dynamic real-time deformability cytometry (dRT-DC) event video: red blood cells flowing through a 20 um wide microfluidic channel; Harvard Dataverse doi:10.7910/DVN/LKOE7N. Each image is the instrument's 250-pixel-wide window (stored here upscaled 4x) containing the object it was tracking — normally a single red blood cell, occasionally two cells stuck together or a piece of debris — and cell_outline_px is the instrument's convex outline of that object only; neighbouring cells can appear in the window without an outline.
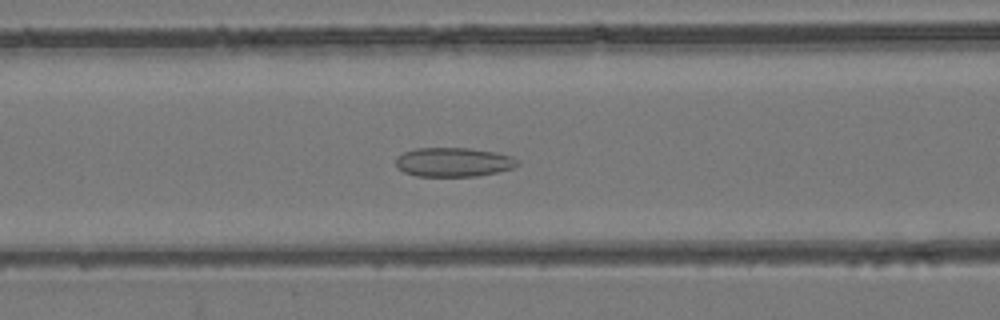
{"species": "common noctule bat (a hibernating species)", "species_latin": "Nyctalus noctula", "temperature_condition": "room temperature", "stored_images_in_passage": 39, "camera_frame_rate_fps": 3000, "um_per_image_px": 0.085, "animal": {"sex": "female", "body_mass_g": 24.6, "forearm_length_mm": 56.2}, "frame": {"image": 1, "passage_image": 8, "time_ms": 2.333, "image_size_px": [1000, 320], "cell_outline_px": [[520, 164], [512, 168], [496, 172], [476, 176], [416, 176], [404, 172], [396, 164], [396, 156], [404, 152], [416, 148], [468, 148], [496, 152], [512, 156], [520, 160]], "centroid_in_image_um": [38.57, 13.77], "position_along_channel_um": 128.0, "area_um2": 20.69}}
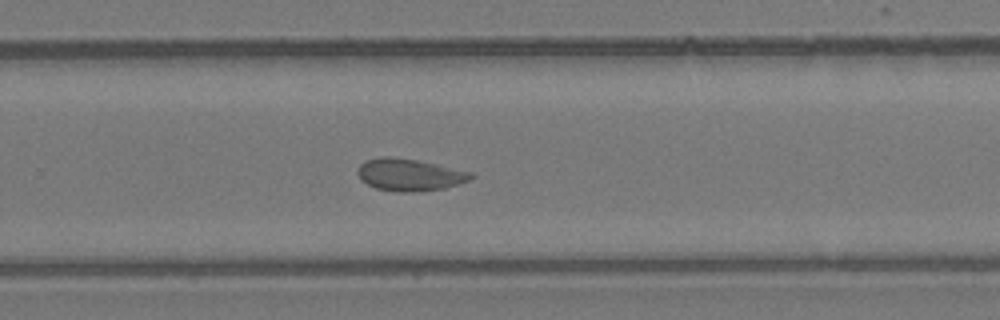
{"frame": {"image": 2, "passage_image": 21, "time_ms": 6.667, "image_size_px": [1000, 320], "cell_outline_px": [[476, 176], [468, 180], [444, 188], [412, 192], [396, 192], [376, 188], [360, 180], [356, 172], [360, 164], [364, 160], [380, 156], [388, 156], [416, 160], [472, 172]], "centroid_in_image_um": [34.75, 14.85], "position_along_channel_um": 295.0, "area_um2": 21.15}}
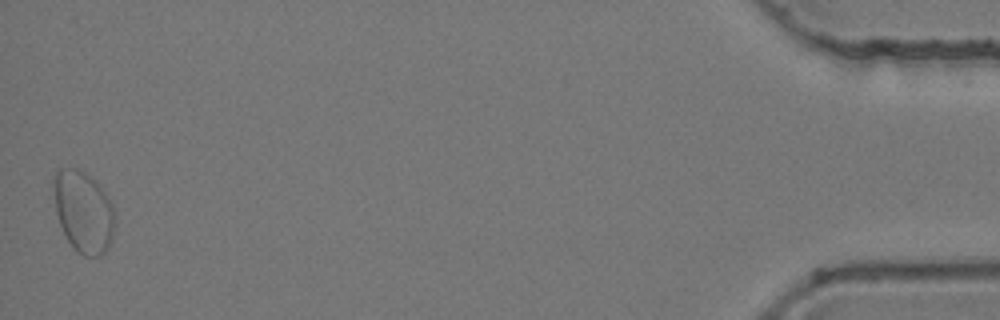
{"frame": {"image": 3, "passage_image": 39, "time_ms": 12.667, "image_size_px": [1000, 320], "cell_outline_px": [[116, 224], [112, 240], [108, 248], [100, 256], [84, 256], [68, 240], [60, 224], [56, 212], [56, 172], [60, 168], [76, 168], [84, 172], [96, 180], [100, 184], [112, 204]], "centroid_in_image_um": [7.16, 18.0], "position_along_channel_um": 428.0, "area_um2": 28.61}, "authors_computed_cell_mechanics": {"area_um2": 20.6346, "velocity_mm_per_s": 3.8651, "shape_relaxation_time_tau1_ms": null, "shape_relaxation_time_tau2_ms": 2.3325, "deformation_change_tau1": null, "deformation_change_tau2": 0.0795}}